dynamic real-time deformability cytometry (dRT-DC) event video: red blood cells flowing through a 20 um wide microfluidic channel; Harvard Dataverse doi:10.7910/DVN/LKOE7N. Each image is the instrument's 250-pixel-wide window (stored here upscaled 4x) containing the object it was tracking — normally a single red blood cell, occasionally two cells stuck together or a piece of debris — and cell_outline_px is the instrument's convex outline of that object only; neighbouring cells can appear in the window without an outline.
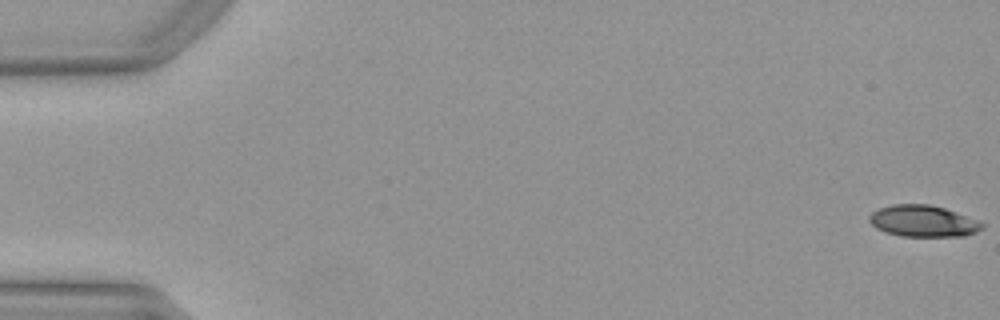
{"species": "Egyptian fruit bat (a non-hibernating species)", "species_latin": "Rousettus aegyptiacus", "temperature_condition": "warm", "stored_images_in_passage": 12, "camera_frame_rate_fps": 3000, "um_per_image_px": 0.085, "animal": {"sex": "female"}, "frame": {"image": 1, "passage_image": 1, "time_ms": 0.0, "image_size_px": [1000, 320], "cell_outline_px": [[984, 228], [976, 232], [964, 236], [900, 236], [884, 232], [876, 228], [868, 220], [868, 216], [872, 212], [880, 208], [892, 204], [928, 204], [944, 208], [956, 212], [976, 220], [984, 224]], "centroid_in_image_um": [78.44, 18.79], "position_along_channel_um": 6.6, "area_um2": 20.69}}